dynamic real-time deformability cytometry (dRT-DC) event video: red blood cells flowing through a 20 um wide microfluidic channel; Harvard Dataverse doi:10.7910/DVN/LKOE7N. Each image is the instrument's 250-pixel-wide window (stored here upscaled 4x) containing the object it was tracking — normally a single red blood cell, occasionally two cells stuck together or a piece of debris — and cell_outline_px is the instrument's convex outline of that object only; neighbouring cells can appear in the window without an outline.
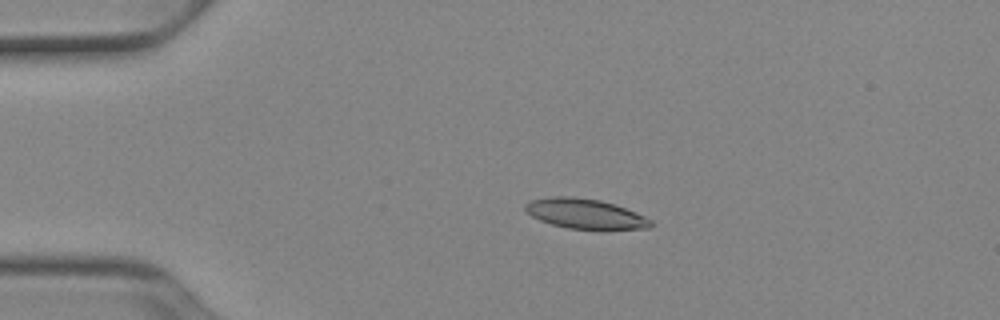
{"species": "Egyptian fruit bat (a non-hibernating species)", "species_latin": "Rousettus aegyptiacus", "temperature_condition": "cold", "stored_images_in_passage": 53, "camera_frame_rate_fps": 3000, "um_per_image_px": 0.085, "animal": {"sex": "female"}, "frame": {"image": 1, "passage_image": 12, "time_ms": 3.667, "image_size_px": [1000, 320], "cell_outline_px": [[652, 224], [648, 228], [568, 228], [552, 224], [540, 220], [532, 216], [524, 208], [524, 204], [532, 200], [552, 196], [572, 196], [600, 200], [616, 204], [636, 212], [652, 220]], "centroid_in_image_um": [49.71, 18.14], "position_along_channel_um": 35.3, "area_um2": 21.5}}
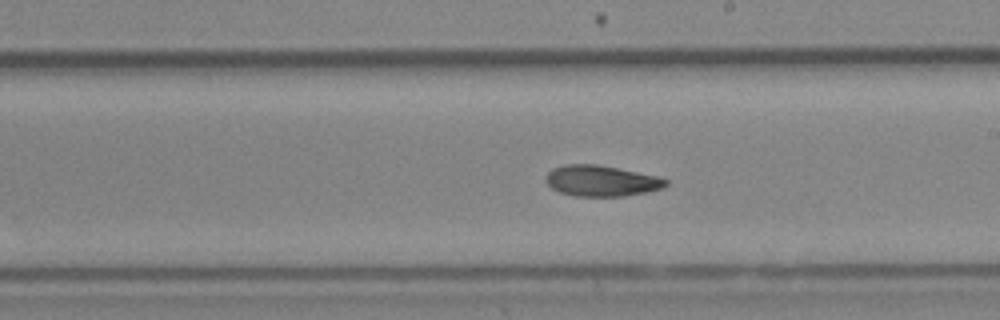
{"frame": {"image": 2, "passage_image": 31, "time_ms": 10.0, "image_size_px": [1000, 320], "cell_outline_px": [[668, 184], [660, 188], [644, 192], [624, 196], [572, 196], [560, 192], [552, 188], [544, 180], [544, 176], [552, 168], [564, 164], [596, 164], [660, 176], [668, 180]], "centroid_in_image_um": [51.07, 15.36], "position_along_channel_um": 237.9, "area_um2": 21.68}}
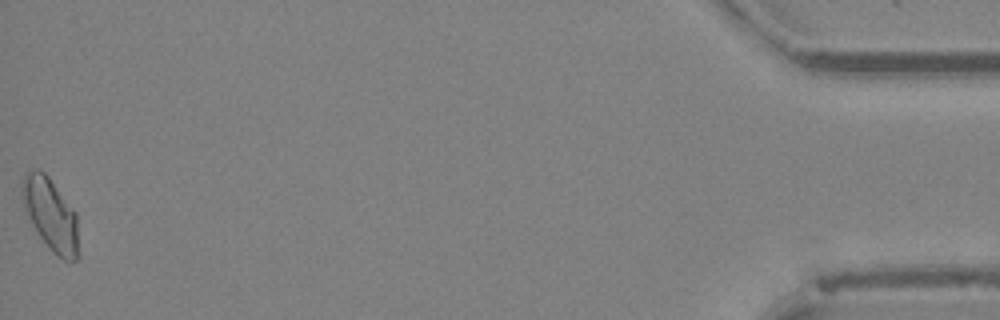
{"frame": {"image": 3, "passage_image": 53, "time_ms": 17.333, "image_size_px": [1000, 320], "cell_outline_px": [[80, 256], [76, 260], [64, 260], [52, 252], [40, 236], [24, 212], [20, 196], [20, 184], [24, 172], [36, 168], [44, 172], [48, 176], [76, 212]], "centroid_in_image_um": [4.27, 18.21], "position_along_channel_um": 430.9, "area_um2": 24.39}, "authors_computed_cell_mechanics": {"area_um2": 21.7906, "velocity_mm_per_s": 3.8986, "shape_relaxation_time_tau1_ms": null, "shape_relaxation_time_tau2_ms": 3.4859, "deformation_change_tau1": null, "deformation_change_tau2": 0.0794}}